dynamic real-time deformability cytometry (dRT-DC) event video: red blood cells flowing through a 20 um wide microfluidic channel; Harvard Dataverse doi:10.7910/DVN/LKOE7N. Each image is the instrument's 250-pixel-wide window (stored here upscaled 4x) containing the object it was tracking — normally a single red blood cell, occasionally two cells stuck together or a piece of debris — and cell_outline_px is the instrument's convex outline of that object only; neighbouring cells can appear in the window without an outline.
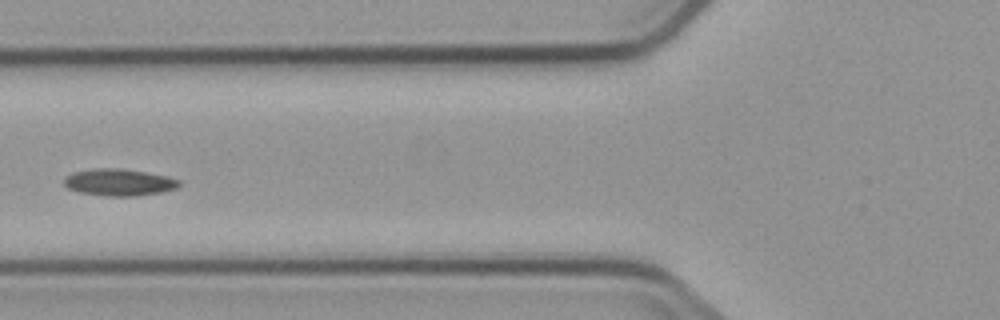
{"species": "common noctule bat (a hibernating species)", "species_latin": "Nyctalus noctula", "temperature_condition": "cold", "stored_images_in_passage": 6, "camera_frame_rate_fps": 3000, "um_per_image_px": 0.085, "animal": {"sex": "male", "body_mass_g": 23.1, "forearm_length_mm": 52.7}, "frame": {"image": 1, "passage_image": 3, "time_ms": 2.333, "image_size_px": [1000, 320], "cell_outline_px": [[180, 184], [176, 188], [164, 192], [136, 196], [104, 196], [80, 192], [68, 188], [64, 184], [64, 180], [68, 176], [76, 172], [96, 168], [116, 168], [144, 172], [168, 176], [180, 180]], "centroid_in_image_um": [10.16, 15.51], "position_along_channel_um": 115.6, "area_um2": 17.86}}
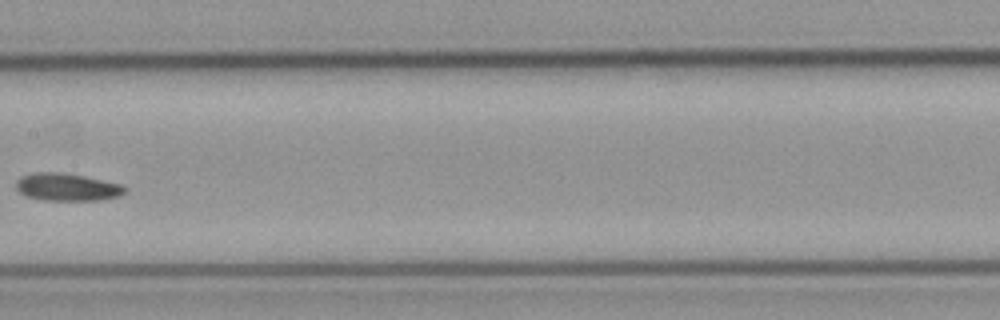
{"frame": {"image": 2, "passage_image": 5, "time_ms": 4.667, "image_size_px": [1000, 320], "cell_outline_px": [[128, 188], [120, 196], [100, 200], [44, 200], [28, 196], [20, 192], [16, 188], [16, 180], [20, 176], [36, 172], [60, 172], [84, 176], [120, 184]], "centroid_in_image_um": [5.69, 15.9], "position_along_channel_um": 201.7, "area_um2": 17.4}}
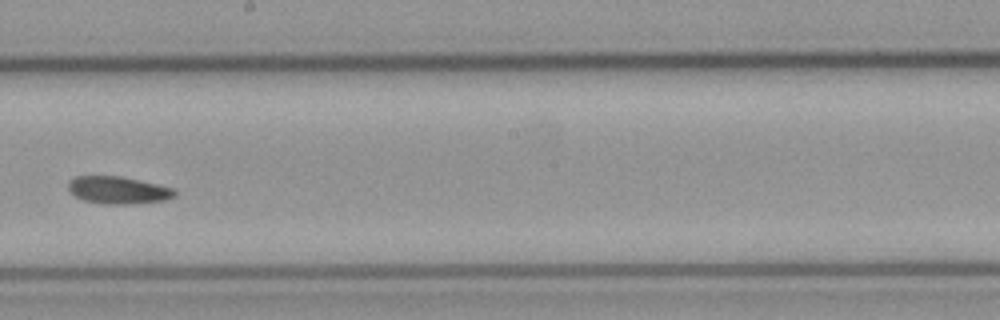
{"frame": {"image": 3, "passage_image": 6, "time_ms": 5.667, "image_size_px": [1000, 320], "cell_outline_px": [[176, 196], [168, 200], [132, 204], [104, 204], [84, 200], [76, 196], [68, 188], [68, 184], [76, 176], [120, 176], [156, 184], [172, 188], [176, 192]], "centroid_in_image_um": [10.08, 16.17], "position_along_channel_um": 238.1, "area_um2": 16.82}}